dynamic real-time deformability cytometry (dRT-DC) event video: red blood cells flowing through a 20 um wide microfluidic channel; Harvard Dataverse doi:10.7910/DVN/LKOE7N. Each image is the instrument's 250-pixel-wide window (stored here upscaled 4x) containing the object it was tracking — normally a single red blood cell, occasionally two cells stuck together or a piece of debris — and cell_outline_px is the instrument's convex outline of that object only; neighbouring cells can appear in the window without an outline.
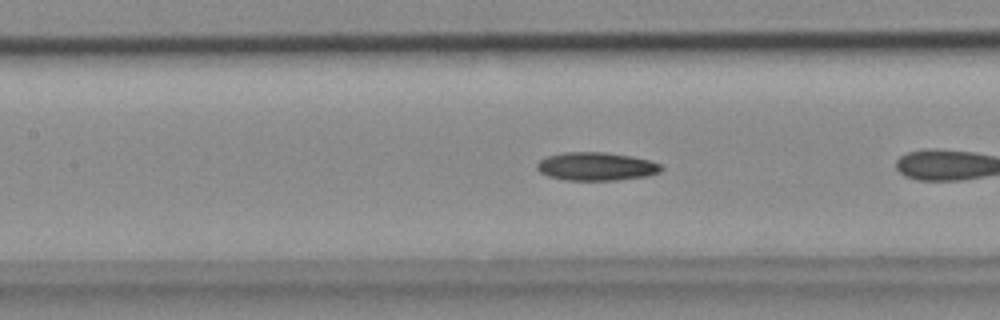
{"species": "common noctule bat (a hibernating species)", "species_latin": "Nyctalus noctula", "temperature_condition": "cold", "stored_images_in_passage": 10, "camera_frame_rate_fps": 3000, "um_per_image_px": 0.085, "animal": {"sex": "female", "body_mass_g": 18.4}, "frame": {"image": 1, "passage_image": 9, "time_ms": 2.667, "image_size_px": [1000, 320], "cell_outline_px": [[664, 168], [660, 172], [648, 176], [616, 180], [564, 180], [548, 176], [540, 172], [536, 168], [536, 164], [540, 160], [548, 156], [564, 152], [608, 152], [632, 156], [648, 160], [660, 164]], "centroid_in_image_um": [50.69, 14.14], "position_along_channel_um": 156.7, "area_um2": 20.58}}